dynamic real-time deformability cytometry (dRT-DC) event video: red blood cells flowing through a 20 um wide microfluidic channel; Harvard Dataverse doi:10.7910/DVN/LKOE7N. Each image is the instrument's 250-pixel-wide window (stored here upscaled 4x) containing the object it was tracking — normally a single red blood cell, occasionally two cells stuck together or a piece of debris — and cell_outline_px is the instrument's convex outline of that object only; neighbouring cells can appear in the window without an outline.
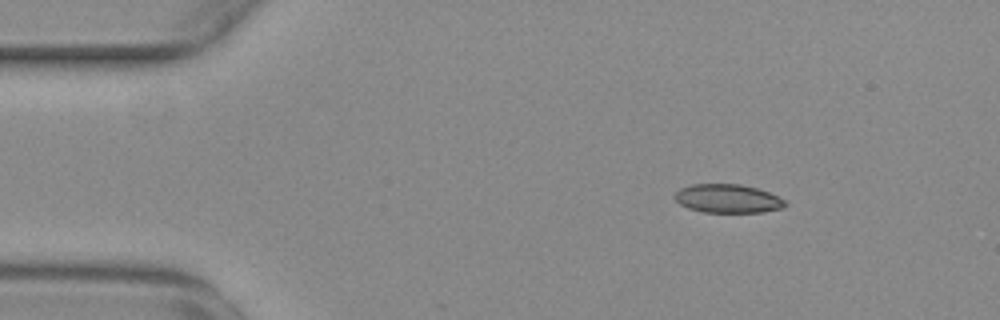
{"species": "common noctule bat (a hibernating species)", "species_latin": "Nyctalus noctula", "temperature_condition": "warm", "stored_images_in_passage": 54, "camera_frame_rate_fps": 3000, "um_per_image_px": 0.085, "animal": {"sex": "female", "body_mass_g": 29.2, "forearm_length_mm": 56.3}, "frame": {"image": 1, "passage_image": 7, "time_ms": 2.0, "image_size_px": [1000, 320], "cell_outline_px": [[788, 204], [784, 208], [764, 212], [704, 212], [688, 208], [680, 204], [672, 196], [680, 188], [692, 184], [740, 184], [756, 188], [768, 192], [784, 200]], "centroid_in_image_um": [61.85, 16.88], "position_along_channel_um": 23.2, "area_um2": 18.44}}
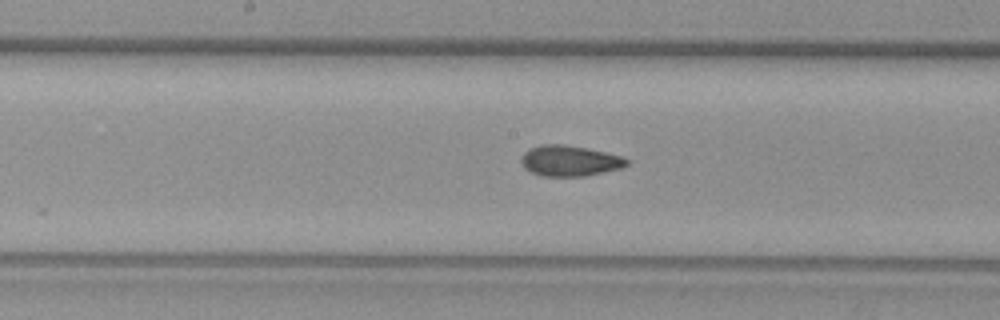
{"frame": {"image": 2, "passage_image": 27, "time_ms": 8.667, "image_size_px": [1000, 320], "cell_outline_px": [[632, 160], [628, 164], [620, 168], [584, 176], [540, 176], [524, 168], [520, 164], [520, 160], [524, 152], [528, 148], [540, 144], [564, 144], [588, 148], [624, 156]], "centroid_in_image_um": [48.42, 13.65], "position_along_channel_um": 199.8, "area_um2": 19.19}}
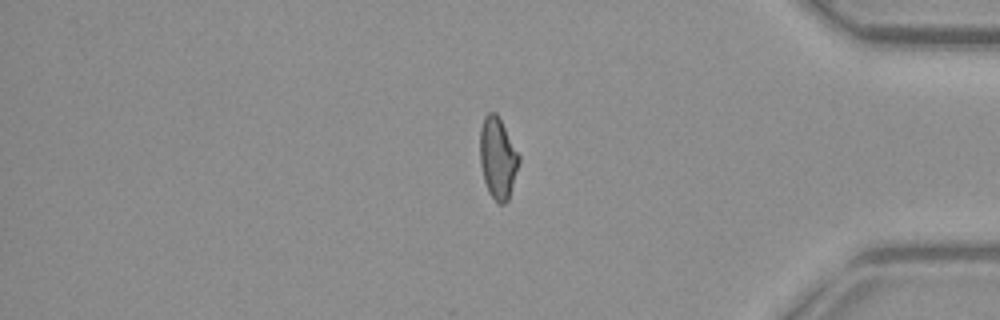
{"frame": {"image": 3, "passage_image": 45, "time_ms": 14.667, "image_size_px": [1000, 320], "cell_outline_px": [[520, 160], [508, 200], [504, 204], [500, 204], [488, 192], [484, 180], [480, 164], [480, 128], [484, 116], [488, 112], [496, 112], [520, 156]], "centroid_in_image_um": [42.29, 13.42], "position_along_channel_um": 392.9, "area_um2": 18.32}, "authors_computed_cell_mechanics": {"area_um2": 18.6983, "velocity_mm_per_s": 3.7288, "shape_relaxation_time_tau1_ms": null, "shape_relaxation_time_tau2_ms": 2.3529, "deformation_change_tau1": null, "deformation_change_tau2": 0.0838}}